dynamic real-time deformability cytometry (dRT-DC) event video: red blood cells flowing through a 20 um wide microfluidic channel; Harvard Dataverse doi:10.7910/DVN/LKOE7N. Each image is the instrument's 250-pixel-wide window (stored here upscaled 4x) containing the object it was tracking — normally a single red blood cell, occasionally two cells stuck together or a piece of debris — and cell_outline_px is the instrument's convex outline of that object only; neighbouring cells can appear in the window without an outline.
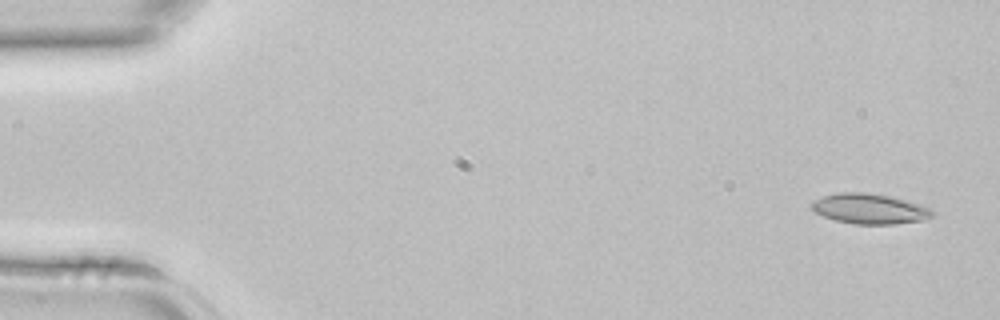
{"species": "common noctule bat (a hibernating species)", "species_latin": "Nyctalus noctula", "temperature_condition": "room temperature", "stored_images_in_passage": 4, "camera_frame_rate_fps": 3000, "um_per_image_px": 0.085, "animal": {"sex": "female", "body_mass_g": 22.7, "forearm_length_mm": 54.2}, "frame": {"image": 1, "passage_image": 1, "time_ms": 0.0, "image_size_px": [1000, 320], "cell_outline_px": [[936, 216], [924, 220], [896, 224], [852, 224], [836, 220], [824, 216], [816, 212], [812, 208], [812, 200], [836, 192], [864, 192], [888, 196], [904, 200], [932, 208], [936, 212]], "centroid_in_image_um": [73.96, 17.75], "position_along_channel_um": 11.0, "area_um2": 21.33}}
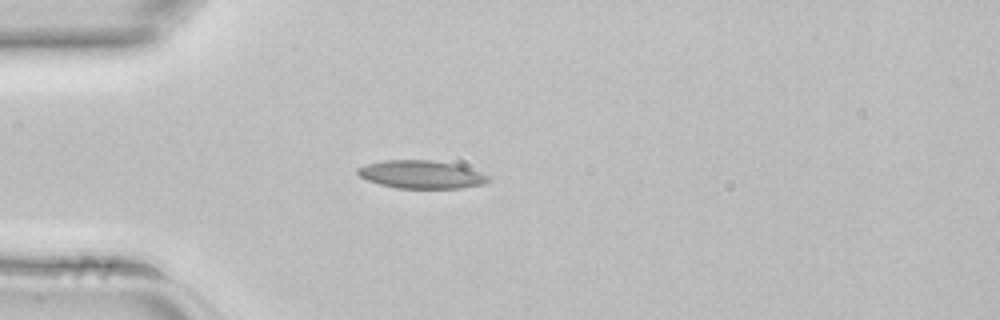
{"frame": {"image": 2, "passage_image": 4, "time_ms": 1.0, "image_size_px": [1000, 320], "cell_outline_px": [[488, 180], [484, 184], [460, 188], [396, 188], [380, 184], [368, 180], [360, 176], [356, 172], [356, 168], [368, 164], [384, 160], [432, 160], [456, 164], [480, 172], [488, 176]], "centroid_in_image_um": [35.79, 14.83], "position_along_channel_um": 49.2, "area_um2": 21.15}}